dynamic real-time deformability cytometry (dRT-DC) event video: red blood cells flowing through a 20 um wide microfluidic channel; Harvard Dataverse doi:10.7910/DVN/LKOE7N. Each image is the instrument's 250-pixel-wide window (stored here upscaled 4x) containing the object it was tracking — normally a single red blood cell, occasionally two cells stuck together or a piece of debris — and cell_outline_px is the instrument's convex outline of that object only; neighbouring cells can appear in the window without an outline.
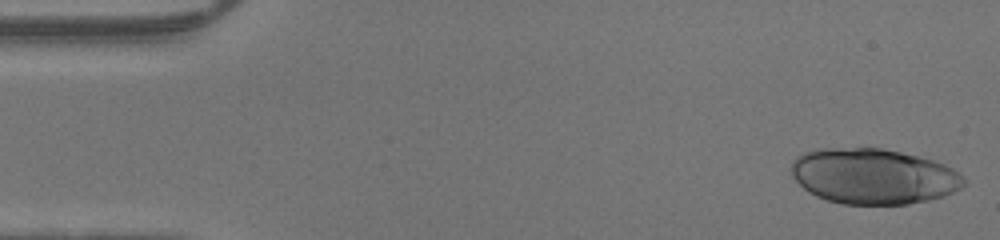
{"species": "human", "species_latin": "Homo sapiens", "temperature_condition": "warm", "stored_images_in_passage": 16, "camera_frame_rate_fps": 3000, "um_per_image_px": 0.085, "donor": {"sex": "male"}, "frame": {"image": 1, "passage_image": 1, "time_ms": 0.0, "image_size_px": [1000, 240], "cell_outline_px": [[968, 180], [960, 188], [944, 196], [928, 200], [908, 204], [844, 204], [828, 200], [816, 196], [804, 188], [792, 176], [788, 168], [792, 160], [796, 156], [804, 152], [824, 148], [880, 148], [900, 152], [932, 160], [944, 164], [952, 168]], "centroid_in_image_um": [74.21, 14.98], "position_along_channel_um": 10.8, "area_um2": 55.89}}
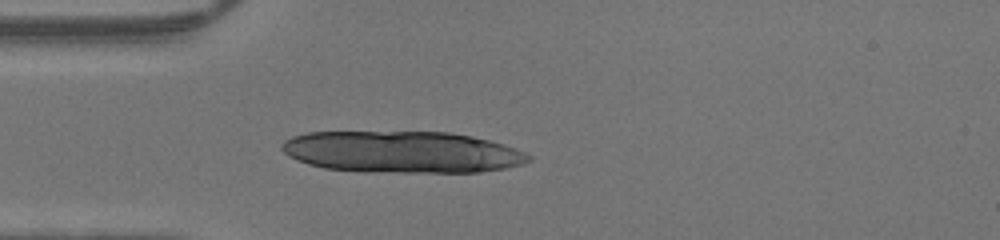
{"frame": {"image": 2, "passage_image": 12, "time_ms": 3.667, "image_size_px": [1000, 240], "cell_outline_px": [[532, 160], [524, 164], [504, 168], [480, 172], [364, 172], [324, 168], [308, 164], [296, 160], [288, 156], [280, 148], [280, 144], [284, 140], [292, 136], [308, 132], [448, 132], [472, 136], [504, 144], [516, 148], [532, 156]], "centroid_in_image_um": [34.17, 12.92], "position_along_channel_um": 50.8, "area_um2": 60.34}}